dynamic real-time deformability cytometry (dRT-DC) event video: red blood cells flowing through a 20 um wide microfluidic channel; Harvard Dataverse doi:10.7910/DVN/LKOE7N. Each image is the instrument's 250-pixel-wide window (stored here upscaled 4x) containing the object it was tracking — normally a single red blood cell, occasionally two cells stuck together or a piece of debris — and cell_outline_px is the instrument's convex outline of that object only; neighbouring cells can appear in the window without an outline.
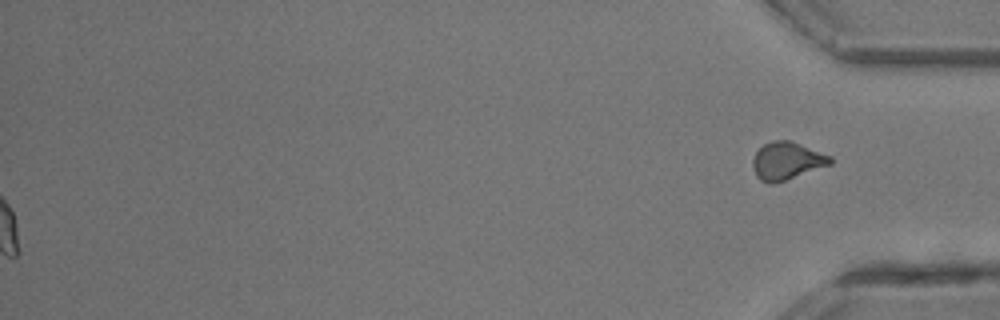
{"species": "common noctule bat (a hibernating species)", "species_latin": "Nyctalus noctula", "temperature_condition": "room temperature", "stored_images_in_passage": 38, "segment_of_instrument_passage": [2, 2], "camera_frame_rate_fps": 3000, "um_per_image_px": 0.085, "animal": {"sex": "male", "body_mass_g": 13.3}, "frame": {"image": 1, "passage_image": 38, "time_ms": 12.333, "image_size_px": [1000, 320], "cell_outline_px": [[832, 164], [772, 184], [768, 184], [760, 180], [756, 176], [752, 168], [752, 160], [756, 152], [764, 144], [772, 140], [788, 140], [800, 144], [832, 156]], "centroid_in_image_um": [66.86, 13.67], "position_along_channel_um": 368.3, "area_um2": 16.94}}